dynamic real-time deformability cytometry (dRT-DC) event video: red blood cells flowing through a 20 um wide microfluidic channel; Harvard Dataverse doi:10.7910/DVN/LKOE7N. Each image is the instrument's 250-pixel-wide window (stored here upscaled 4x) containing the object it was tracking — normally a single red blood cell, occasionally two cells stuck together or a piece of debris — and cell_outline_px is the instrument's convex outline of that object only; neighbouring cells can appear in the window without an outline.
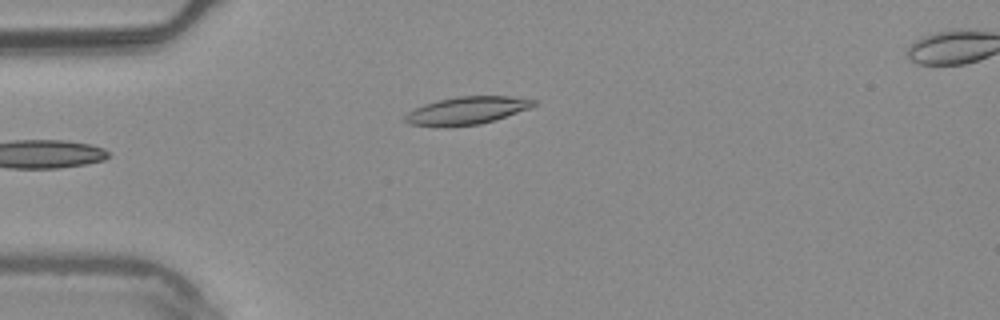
{"species": "common noctule bat (a hibernating species)", "species_latin": "Nyctalus noctula", "temperature_condition": "warm", "stored_images_in_passage": 6, "camera_frame_rate_fps": 3000, "um_per_image_px": 0.085, "animal": {"sex": "male", "body_mass_g": 20.4}, "frame": {"image": 1, "passage_image": 6, "time_ms": 1.667, "image_size_px": [1000, 320], "cell_outline_px": [[536, 104], [532, 108], [496, 120], [480, 124], [452, 128], [444, 128], [408, 124], [404, 120], [404, 116], [408, 112], [424, 104], [456, 96], [508, 96], [536, 100]], "centroid_in_image_um": [39.68, 9.43], "position_along_channel_um": 45.3, "area_um2": 21.21}}